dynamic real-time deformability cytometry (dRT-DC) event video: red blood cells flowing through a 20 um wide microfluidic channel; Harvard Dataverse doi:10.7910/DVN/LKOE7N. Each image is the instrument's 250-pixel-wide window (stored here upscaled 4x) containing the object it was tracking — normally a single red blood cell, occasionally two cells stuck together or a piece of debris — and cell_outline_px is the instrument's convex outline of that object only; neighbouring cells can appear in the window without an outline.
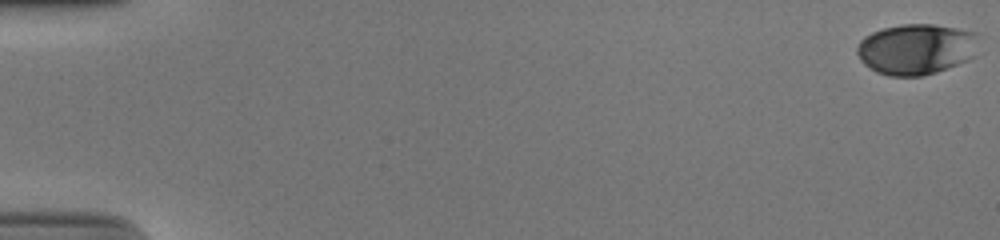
{"species": "human", "species_latin": "Homo sapiens", "temperature_condition": "cold", "stored_images_in_passage": 54, "camera_frame_rate_fps": 3000, "um_per_image_px": 0.085, "donor": {"sex": "male"}, "frame": {"image": 1, "passage_image": 1, "time_ms": 0.0, "image_size_px": [1000, 240], "cell_outline_px": [[980, 32], [976, 56], [968, 60], [936, 72], [920, 76], [888, 76], [876, 72], [864, 64], [860, 60], [856, 52], [856, 48], [860, 40], [864, 36], [872, 32], [884, 28], [900, 24], [932, 24]], "centroid_in_image_um": [77.91, 4.17], "position_along_channel_um": 7.1, "area_um2": 36.53}}
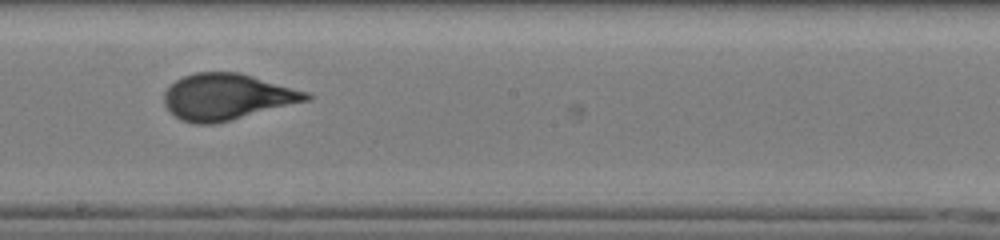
{"frame": {"image": 2, "passage_image": 32, "time_ms": 10.333, "image_size_px": [1000, 240], "cell_outline_px": [[312, 100], [212, 124], [192, 124], [180, 120], [164, 104], [164, 92], [176, 80], [184, 76], [196, 72], [240, 72], [308, 92], [312, 96]], "centroid_in_image_um": [19.3, 8.22], "position_along_channel_um": 228.9, "area_um2": 38.09}}
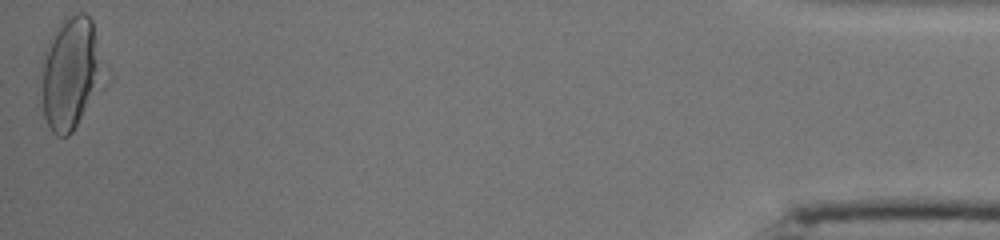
{"frame": {"image": 3, "passage_image": 54, "time_ms": 17.667, "image_size_px": [1000, 240], "cell_outline_px": [[96, 68], [92, 84], [84, 108], [72, 132], [68, 136], [56, 136], [52, 132], [44, 116], [36, 92], [36, 76], [44, 52], [52, 32], [60, 20], [80, 12], [84, 12], [92, 20], [96, 64]], "centroid_in_image_um": [5.68, 6.21], "position_along_channel_um": 429.5, "area_um2": 38.44}, "authors_computed_cell_mechanics": {"area_um2": 37.1654, "velocity_mm_per_s": 3.9041, "shape_relaxation_time_tau1_ms": 4.8835, "shape_relaxation_time_tau2_ms": null, "deformation_change_tau1": 0.1908, "deformation_change_tau2": null}}